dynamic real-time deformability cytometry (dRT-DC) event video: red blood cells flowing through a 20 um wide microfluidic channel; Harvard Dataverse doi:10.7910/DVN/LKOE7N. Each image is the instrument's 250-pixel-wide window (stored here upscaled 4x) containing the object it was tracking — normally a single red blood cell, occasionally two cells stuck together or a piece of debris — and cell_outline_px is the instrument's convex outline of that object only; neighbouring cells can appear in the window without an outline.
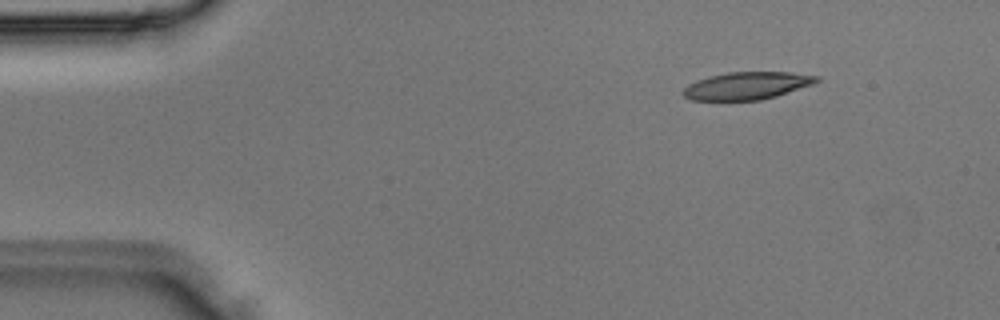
{"species": "Egyptian fruit bat (a non-hibernating species)", "species_latin": "Rousettus aegyptiacus", "temperature_condition": "room temperature", "stored_images_in_passage": 3, "camera_frame_rate_fps": 3000, "um_per_image_px": 0.085, "animal": {"sex": "male"}, "frame": {"image": 1, "passage_image": 1, "time_ms": 0.0, "image_size_px": [1000, 320], "cell_outline_px": [[820, 80], [812, 84], [776, 96], [760, 100], [692, 100], [684, 96], [680, 92], [688, 84], [696, 80], [708, 76], [728, 72], [788, 72], [820, 76]], "centroid_in_image_um": [63.45, 7.28], "position_along_channel_um": 21.5, "area_um2": 21.39}}